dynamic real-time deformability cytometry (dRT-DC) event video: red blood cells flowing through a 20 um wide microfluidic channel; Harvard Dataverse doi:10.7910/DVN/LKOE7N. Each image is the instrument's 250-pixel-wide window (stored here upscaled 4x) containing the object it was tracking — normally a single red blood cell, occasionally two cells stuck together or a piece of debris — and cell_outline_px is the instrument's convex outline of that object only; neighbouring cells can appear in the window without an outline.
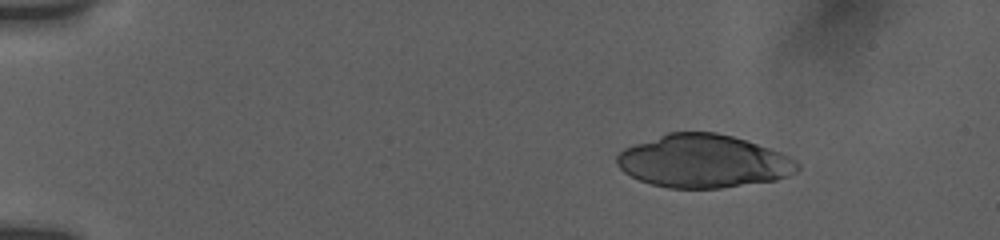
{"species": "human", "species_latin": "Homo sapiens", "temperature_condition": "room temperature", "stored_images_in_passage": 12, "camera_frame_rate_fps": 3000, "um_per_image_px": 0.085, "donor": {"sex": "female"}, "frame": {"image": 1, "passage_image": 1, "time_ms": 0.0, "image_size_px": [1000, 240], "cell_outline_px": [[800, 168], [796, 172], [788, 176], [776, 180], [720, 188], [668, 188], [652, 184], [640, 180], [624, 172], [616, 164], [616, 156], [624, 148], [668, 132], [716, 132], [732, 136], [780, 152], [796, 160], [800, 164]], "centroid_in_image_um": [59.79, 13.71], "position_along_channel_um": 25.2, "area_um2": 55.6}}